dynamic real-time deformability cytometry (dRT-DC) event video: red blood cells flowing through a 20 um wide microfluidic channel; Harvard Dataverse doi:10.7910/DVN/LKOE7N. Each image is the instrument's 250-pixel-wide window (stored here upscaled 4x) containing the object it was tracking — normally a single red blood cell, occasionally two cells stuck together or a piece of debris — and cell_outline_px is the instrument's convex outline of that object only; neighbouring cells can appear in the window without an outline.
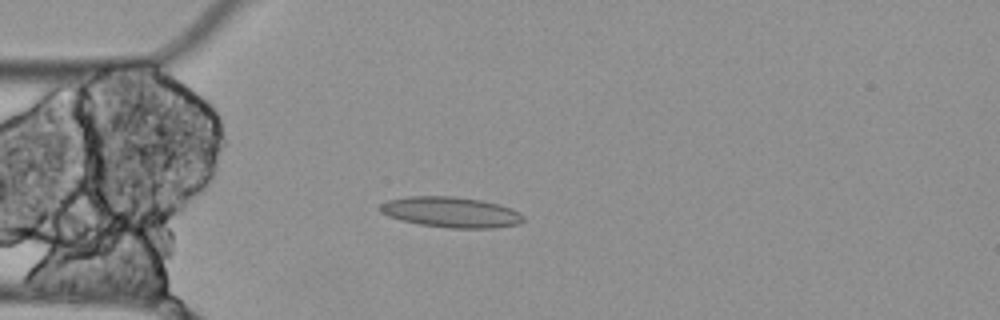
{"species": "Egyptian fruit bat (a non-hibernating species)", "species_latin": "Rousettus aegyptiacus", "temperature_condition": "cold", "stored_images_in_passage": 5, "camera_frame_rate_fps": 3000, "um_per_image_px": 0.085, "animal": {"sex": "female"}, "frame": {"image": 1, "passage_image": 5, "time_ms": 1.333, "image_size_px": [1000, 320], "cell_outline_px": [[524, 220], [520, 224], [492, 228], [452, 228], [420, 224], [400, 220], [388, 216], [380, 212], [380, 204], [388, 200], [408, 196], [452, 196], [480, 200], [512, 208], [520, 212], [524, 216]], "centroid_in_image_um": [38.34, 18.03], "position_along_channel_um": 46.7, "area_um2": 25.49}}